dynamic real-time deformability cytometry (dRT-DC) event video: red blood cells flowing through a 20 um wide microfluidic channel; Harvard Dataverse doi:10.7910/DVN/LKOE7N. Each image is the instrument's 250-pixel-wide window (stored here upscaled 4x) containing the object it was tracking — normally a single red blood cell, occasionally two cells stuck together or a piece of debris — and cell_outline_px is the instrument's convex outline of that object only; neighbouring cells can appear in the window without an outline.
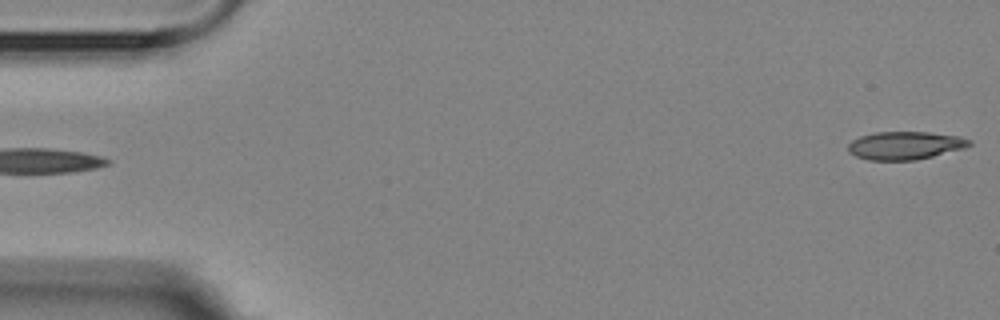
{"species": "Egyptian fruit bat (a non-hibernating species)", "species_latin": "Rousettus aegyptiacus", "temperature_condition": "room temperature", "stored_images_in_passage": 4, "segment_of_instrument_passage": [2, 2], "camera_frame_rate_fps": 3000, "um_per_image_px": 0.085, "animal": {"sex": "female"}, "frame": {"image": 1, "passage_image": 4, "time_ms": 4.0, "image_size_px": [1000, 320], "cell_outline_px": [[972, 144], [964, 148], [916, 160], [868, 160], [856, 156], [848, 152], [848, 144], [852, 140], [860, 136], [876, 132], [928, 132], [960, 136], [972, 140]], "centroid_in_image_um": [76.93, 12.36], "position_along_channel_um": 8.1, "area_um2": 19.83}}